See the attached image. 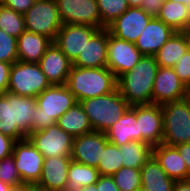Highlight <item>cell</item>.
<instances>
[{"instance_id":"277c9868","label":"cell","mask_w":190,"mask_h":191,"mask_svg":"<svg viewBox=\"0 0 190 191\" xmlns=\"http://www.w3.org/2000/svg\"><path fill=\"white\" fill-rule=\"evenodd\" d=\"M33 132L56 124L57 120L77 102L65 84H53L36 97Z\"/></svg>"},{"instance_id":"6da1fadb","label":"cell","mask_w":190,"mask_h":191,"mask_svg":"<svg viewBox=\"0 0 190 191\" xmlns=\"http://www.w3.org/2000/svg\"><path fill=\"white\" fill-rule=\"evenodd\" d=\"M37 108L36 97L5 92L0 97V132L20 141L33 132V114Z\"/></svg>"},{"instance_id":"e0dca14e","label":"cell","mask_w":190,"mask_h":191,"mask_svg":"<svg viewBox=\"0 0 190 191\" xmlns=\"http://www.w3.org/2000/svg\"><path fill=\"white\" fill-rule=\"evenodd\" d=\"M136 119L141 133V141L152 147L163 140V113L161 105H136Z\"/></svg>"},{"instance_id":"5b68a950","label":"cell","mask_w":190,"mask_h":191,"mask_svg":"<svg viewBox=\"0 0 190 191\" xmlns=\"http://www.w3.org/2000/svg\"><path fill=\"white\" fill-rule=\"evenodd\" d=\"M94 131L105 133L131 107L116 88L108 94L80 101Z\"/></svg>"},{"instance_id":"ba28073f","label":"cell","mask_w":190,"mask_h":191,"mask_svg":"<svg viewBox=\"0 0 190 191\" xmlns=\"http://www.w3.org/2000/svg\"><path fill=\"white\" fill-rule=\"evenodd\" d=\"M23 16L27 31L42 34L52 41L63 25L56 0H35Z\"/></svg>"},{"instance_id":"cb8c5ba5","label":"cell","mask_w":190,"mask_h":191,"mask_svg":"<svg viewBox=\"0 0 190 191\" xmlns=\"http://www.w3.org/2000/svg\"><path fill=\"white\" fill-rule=\"evenodd\" d=\"M52 42L42 34L25 30L17 38L18 61L38 63Z\"/></svg>"},{"instance_id":"2e32d148","label":"cell","mask_w":190,"mask_h":191,"mask_svg":"<svg viewBox=\"0 0 190 191\" xmlns=\"http://www.w3.org/2000/svg\"><path fill=\"white\" fill-rule=\"evenodd\" d=\"M151 18L152 16L141 8L129 7L107 29L116 38L135 43Z\"/></svg>"},{"instance_id":"8d00e7d4","label":"cell","mask_w":190,"mask_h":191,"mask_svg":"<svg viewBox=\"0 0 190 191\" xmlns=\"http://www.w3.org/2000/svg\"><path fill=\"white\" fill-rule=\"evenodd\" d=\"M180 80L190 87V50L188 49L173 67Z\"/></svg>"},{"instance_id":"44dd1931","label":"cell","mask_w":190,"mask_h":191,"mask_svg":"<svg viewBox=\"0 0 190 191\" xmlns=\"http://www.w3.org/2000/svg\"><path fill=\"white\" fill-rule=\"evenodd\" d=\"M71 157H45L42 174L37 184L50 191H63L68 181Z\"/></svg>"},{"instance_id":"52a82bcc","label":"cell","mask_w":190,"mask_h":191,"mask_svg":"<svg viewBox=\"0 0 190 191\" xmlns=\"http://www.w3.org/2000/svg\"><path fill=\"white\" fill-rule=\"evenodd\" d=\"M50 85L38 63L17 61L12 64L8 92L25 97H37Z\"/></svg>"},{"instance_id":"7402d4cb","label":"cell","mask_w":190,"mask_h":191,"mask_svg":"<svg viewBox=\"0 0 190 191\" xmlns=\"http://www.w3.org/2000/svg\"><path fill=\"white\" fill-rule=\"evenodd\" d=\"M152 155L174 181L189 179V172L185 161L175 146H168L163 143L153 146Z\"/></svg>"},{"instance_id":"d590c367","label":"cell","mask_w":190,"mask_h":191,"mask_svg":"<svg viewBox=\"0 0 190 191\" xmlns=\"http://www.w3.org/2000/svg\"><path fill=\"white\" fill-rule=\"evenodd\" d=\"M0 180L10 186L22 183L12 155L0 160Z\"/></svg>"},{"instance_id":"7dc6e473","label":"cell","mask_w":190,"mask_h":191,"mask_svg":"<svg viewBox=\"0 0 190 191\" xmlns=\"http://www.w3.org/2000/svg\"><path fill=\"white\" fill-rule=\"evenodd\" d=\"M167 1L182 3L183 5L186 6L187 12L190 16V0H167Z\"/></svg>"},{"instance_id":"7a4b0ae2","label":"cell","mask_w":190,"mask_h":191,"mask_svg":"<svg viewBox=\"0 0 190 191\" xmlns=\"http://www.w3.org/2000/svg\"><path fill=\"white\" fill-rule=\"evenodd\" d=\"M158 68L155 56L143 55L131 70L117 78V89L131 107L152 104Z\"/></svg>"},{"instance_id":"603a6c76","label":"cell","mask_w":190,"mask_h":191,"mask_svg":"<svg viewBox=\"0 0 190 191\" xmlns=\"http://www.w3.org/2000/svg\"><path fill=\"white\" fill-rule=\"evenodd\" d=\"M107 140L119 147L133 141H141L136 119V106L130 107L106 132Z\"/></svg>"},{"instance_id":"bcb514c9","label":"cell","mask_w":190,"mask_h":191,"mask_svg":"<svg viewBox=\"0 0 190 191\" xmlns=\"http://www.w3.org/2000/svg\"><path fill=\"white\" fill-rule=\"evenodd\" d=\"M27 191H50L46 188H44L43 186L34 183V184H30L28 183V190Z\"/></svg>"},{"instance_id":"f907efd6","label":"cell","mask_w":190,"mask_h":191,"mask_svg":"<svg viewBox=\"0 0 190 191\" xmlns=\"http://www.w3.org/2000/svg\"><path fill=\"white\" fill-rule=\"evenodd\" d=\"M9 188H10V185L6 184V183H3L1 180H0V191H9Z\"/></svg>"},{"instance_id":"b9f144b4","label":"cell","mask_w":190,"mask_h":191,"mask_svg":"<svg viewBox=\"0 0 190 191\" xmlns=\"http://www.w3.org/2000/svg\"><path fill=\"white\" fill-rule=\"evenodd\" d=\"M11 66L10 63L0 62V92L2 93L8 90Z\"/></svg>"},{"instance_id":"9a60e30c","label":"cell","mask_w":190,"mask_h":191,"mask_svg":"<svg viewBox=\"0 0 190 191\" xmlns=\"http://www.w3.org/2000/svg\"><path fill=\"white\" fill-rule=\"evenodd\" d=\"M109 143L106 134L91 131L81 136L74 137L71 159L80 164L97 168L102 151Z\"/></svg>"},{"instance_id":"d4e9b609","label":"cell","mask_w":190,"mask_h":191,"mask_svg":"<svg viewBox=\"0 0 190 191\" xmlns=\"http://www.w3.org/2000/svg\"><path fill=\"white\" fill-rule=\"evenodd\" d=\"M141 179L146 191H173L175 184L153 155L141 167Z\"/></svg>"},{"instance_id":"4fadbf2b","label":"cell","mask_w":190,"mask_h":191,"mask_svg":"<svg viewBox=\"0 0 190 191\" xmlns=\"http://www.w3.org/2000/svg\"><path fill=\"white\" fill-rule=\"evenodd\" d=\"M99 29L90 25L63 24L53 42L73 63Z\"/></svg>"},{"instance_id":"c3c4849f","label":"cell","mask_w":190,"mask_h":191,"mask_svg":"<svg viewBox=\"0 0 190 191\" xmlns=\"http://www.w3.org/2000/svg\"><path fill=\"white\" fill-rule=\"evenodd\" d=\"M128 1V4H129V7H139L141 6L142 4V0H127Z\"/></svg>"},{"instance_id":"30bf717a","label":"cell","mask_w":190,"mask_h":191,"mask_svg":"<svg viewBox=\"0 0 190 191\" xmlns=\"http://www.w3.org/2000/svg\"><path fill=\"white\" fill-rule=\"evenodd\" d=\"M16 169L24 183H38L44 163L43 154L26 138L15 141L12 150Z\"/></svg>"},{"instance_id":"ac0fdd59","label":"cell","mask_w":190,"mask_h":191,"mask_svg":"<svg viewBox=\"0 0 190 191\" xmlns=\"http://www.w3.org/2000/svg\"><path fill=\"white\" fill-rule=\"evenodd\" d=\"M38 64L51 85L66 84L72 62L54 42L46 49Z\"/></svg>"},{"instance_id":"5bb4252c","label":"cell","mask_w":190,"mask_h":191,"mask_svg":"<svg viewBox=\"0 0 190 191\" xmlns=\"http://www.w3.org/2000/svg\"><path fill=\"white\" fill-rule=\"evenodd\" d=\"M186 85L180 80L173 68L160 67L157 70L152 91V104L163 105L184 99Z\"/></svg>"},{"instance_id":"816d5d0a","label":"cell","mask_w":190,"mask_h":191,"mask_svg":"<svg viewBox=\"0 0 190 191\" xmlns=\"http://www.w3.org/2000/svg\"><path fill=\"white\" fill-rule=\"evenodd\" d=\"M184 34L187 38V41H188V48L190 50V26L184 31Z\"/></svg>"},{"instance_id":"d6a6232c","label":"cell","mask_w":190,"mask_h":191,"mask_svg":"<svg viewBox=\"0 0 190 191\" xmlns=\"http://www.w3.org/2000/svg\"><path fill=\"white\" fill-rule=\"evenodd\" d=\"M97 4L101 28H107L129 8L127 0H97Z\"/></svg>"},{"instance_id":"83f0119b","label":"cell","mask_w":190,"mask_h":191,"mask_svg":"<svg viewBox=\"0 0 190 191\" xmlns=\"http://www.w3.org/2000/svg\"><path fill=\"white\" fill-rule=\"evenodd\" d=\"M157 18L175 32H184L190 26L186 6L180 2L165 1Z\"/></svg>"},{"instance_id":"681fc988","label":"cell","mask_w":190,"mask_h":191,"mask_svg":"<svg viewBox=\"0 0 190 191\" xmlns=\"http://www.w3.org/2000/svg\"><path fill=\"white\" fill-rule=\"evenodd\" d=\"M79 191H98L96 184L82 187Z\"/></svg>"},{"instance_id":"e575fe53","label":"cell","mask_w":190,"mask_h":191,"mask_svg":"<svg viewBox=\"0 0 190 191\" xmlns=\"http://www.w3.org/2000/svg\"><path fill=\"white\" fill-rule=\"evenodd\" d=\"M18 61L17 38L0 29V62L13 64Z\"/></svg>"},{"instance_id":"7c38bea8","label":"cell","mask_w":190,"mask_h":191,"mask_svg":"<svg viewBox=\"0 0 190 191\" xmlns=\"http://www.w3.org/2000/svg\"><path fill=\"white\" fill-rule=\"evenodd\" d=\"M143 54L134 43L120 40L108 30L107 67L116 78L131 70L142 58Z\"/></svg>"},{"instance_id":"74e56055","label":"cell","mask_w":190,"mask_h":191,"mask_svg":"<svg viewBox=\"0 0 190 191\" xmlns=\"http://www.w3.org/2000/svg\"><path fill=\"white\" fill-rule=\"evenodd\" d=\"M34 2L35 0H0L3 5L22 14H25Z\"/></svg>"},{"instance_id":"f1b7e54d","label":"cell","mask_w":190,"mask_h":191,"mask_svg":"<svg viewBox=\"0 0 190 191\" xmlns=\"http://www.w3.org/2000/svg\"><path fill=\"white\" fill-rule=\"evenodd\" d=\"M98 177L97 168L72 160L68 169V181L63 191H79L82 187L94 185Z\"/></svg>"},{"instance_id":"f6af8a7d","label":"cell","mask_w":190,"mask_h":191,"mask_svg":"<svg viewBox=\"0 0 190 191\" xmlns=\"http://www.w3.org/2000/svg\"><path fill=\"white\" fill-rule=\"evenodd\" d=\"M28 190V183H20L17 185H12L9 188V191H27Z\"/></svg>"},{"instance_id":"4316f807","label":"cell","mask_w":190,"mask_h":191,"mask_svg":"<svg viewBox=\"0 0 190 191\" xmlns=\"http://www.w3.org/2000/svg\"><path fill=\"white\" fill-rule=\"evenodd\" d=\"M56 124L65 132L73 137L93 131L84 108L80 102L67 110L56 122Z\"/></svg>"},{"instance_id":"f5cc1de1","label":"cell","mask_w":190,"mask_h":191,"mask_svg":"<svg viewBox=\"0 0 190 191\" xmlns=\"http://www.w3.org/2000/svg\"><path fill=\"white\" fill-rule=\"evenodd\" d=\"M186 100L188 101L189 105H190V87H187V93L185 96Z\"/></svg>"},{"instance_id":"836d02e7","label":"cell","mask_w":190,"mask_h":191,"mask_svg":"<svg viewBox=\"0 0 190 191\" xmlns=\"http://www.w3.org/2000/svg\"><path fill=\"white\" fill-rule=\"evenodd\" d=\"M112 178L121 191H138L142 188L141 169L123 166Z\"/></svg>"},{"instance_id":"d6986e66","label":"cell","mask_w":190,"mask_h":191,"mask_svg":"<svg viewBox=\"0 0 190 191\" xmlns=\"http://www.w3.org/2000/svg\"><path fill=\"white\" fill-rule=\"evenodd\" d=\"M174 33L162 20L152 17L134 44L143 55L154 56Z\"/></svg>"},{"instance_id":"ffe728a7","label":"cell","mask_w":190,"mask_h":191,"mask_svg":"<svg viewBox=\"0 0 190 191\" xmlns=\"http://www.w3.org/2000/svg\"><path fill=\"white\" fill-rule=\"evenodd\" d=\"M108 29H99L86 43L82 53L72 66L100 68L107 67Z\"/></svg>"},{"instance_id":"ab89813d","label":"cell","mask_w":190,"mask_h":191,"mask_svg":"<svg viewBox=\"0 0 190 191\" xmlns=\"http://www.w3.org/2000/svg\"><path fill=\"white\" fill-rule=\"evenodd\" d=\"M15 140L0 132V160L12 155Z\"/></svg>"},{"instance_id":"60d3db41","label":"cell","mask_w":190,"mask_h":191,"mask_svg":"<svg viewBox=\"0 0 190 191\" xmlns=\"http://www.w3.org/2000/svg\"><path fill=\"white\" fill-rule=\"evenodd\" d=\"M95 184L98 191H121L115 184L112 176L99 175Z\"/></svg>"},{"instance_id":"f546056e","label":"cell","mask_w":190,"mask_h":191,"mask_svg":"<svg viewBox=\"0 0 190 191\" xmlns=\"http://www.w3.org/2000/svg\"><path fill=\"white\" fill-rule=\"evenodd\" d=\"M119 148L124 167L141 169L152 155V146L143 141L128 142Z\"/></svg>"},{"instance_id":"9c48e42d","label":"cell","mask_w":190,"mask_h":191,"mask_svg":"<svg viewBox=\"0 0 190 191\" xmlns=\"http://www.w3.org/2000/svg\"><path fill=\"white\" fill-rule=\"evenodd\" d=\"M45 157H71L74 137L57 124L31 132L27 137Z\"/></svg>"},{"instance_id":"4dcf8cb0","label":"cell","mask_w":190,"mask_h":191,"mask_svg":"<svg viewBox=\"0 0 190 191\" xmlns=\"http://www.w3.org/2000/svg\"><path fill=\"white\" fill-rule=\"evenodd\" d=\"M0 29L18 38L26 30L23 14L0 3Z\"/></svg>"},{"instance_id":"db71d44e","label":"cell","mask_w":190,"mask_h":191,"mask_svg":"<svg viewBox=\"0 0 190 191\" xmlns=\"http://www.w3.org/2000/svg\"><path fill=\"white\" fill-rule=\"evenodd\" d=\"M138 191H146V190H144L143 188H140Z\"/></svg>"},{"instance_id":"7bdbcfd3","label":"cell","mask_w":190,"mask_h":191,"mask_svg":"<svg viewBox=\"0 0 190 191\" xmlns=\"http://www.w3.org/2000/svg\"><path fill=\"white\" fill-rule=\"evenodd\" d=\"M182 156L183 160L185 161L186 167L189 172V179H190V142L182 143L175 146Z\"/></svg>"},{"instance_id":"ee69618b","label":"cell","mask_w":190,"mask_h":191,"mask_svg":"<svg viewBox=\"0 0 190 191\" xmlns=\"http://www.w3.org/2000/svg\"><path fill=\"white\" fill-rule=\"evenodd\" d=\"M173 191H190V179L175 181Z\"/></svg>"},{"instance_id":"8992f818","label":"cell","mask_w":190,"mask_h":191,"mask_svg":"<svg viewBox=\"0 0 190 191\" xmlns=\"http://www.w3.org/2000/svg\"><path fill=\"white\" fill-rule=\"evenodd\" d=\"M163 140L168 146L190 142V105L186 98L161 105Z\"/></svg>"},{"instance_id":"8fae6325","label":"cell","mask_w":190,"mask_h":191,"mask_svg":"<svg viewBox=\"0 0 190 191\" xmlns=\"http://www.w3.org/2000/svg\"><path fill=\"white\" fill-rule=\"evenodd\" d=\"M63 24L90 25L101 29L97 0H56Z\"/></svg>"},{"instance_id":"3957f363","label":"cell","mask_w":190,"mask_h":191,"mask_svg":"<svg viewBox=\"0 0 190 191\" xmlns=\"http://www.w3.org/2000/svg\"><path fill=\"white\" fill-rule=\"evenodd\" d=\"M65 85L80 102L113 92L117 88V78L108 67L72 66Z\"/></svg>"},{"instance_id":"484cf974","label":"cell","mask_w":190,"mask_h":191,"mask_svg":"<svg viewBox=\"0 0 190 191\" xmlns=\"http://www.w3.org/2000/svg\"><path fill=\"white\" fill-rule=\"evenodd\" d=\"M188 49L184 32H175L154 56L160 67L173 68Z\"/></svg>"},{"instance_id":"f35d334b","label":"cell","mask_w":190,"mask_h":191,"mask_svg":"<svg viewBox=\"0 0 190 191\" xmlns=\"http://www.w3.org/2000/svg\"><path fill=\"white\" fill-rule=\"evenodd\" d=\"M166 0H142L140 8L152 17H157Z\"/></svg>"},{"instance_id":"1f68e13d","label":"cell","mask_w":190,"mask_h":191,"mask_svg":"<svg viewBox=\"0 0 190 191\" xmlns=\"http://www.w3.org/2000/svg\"><path fill=\"white\" fill-rule=\"evenodd\" d=\"M123 166L119 146L109 142L102 151V156L97 166L99 175L112 176Z\"/></svg>"}]
</instances>
